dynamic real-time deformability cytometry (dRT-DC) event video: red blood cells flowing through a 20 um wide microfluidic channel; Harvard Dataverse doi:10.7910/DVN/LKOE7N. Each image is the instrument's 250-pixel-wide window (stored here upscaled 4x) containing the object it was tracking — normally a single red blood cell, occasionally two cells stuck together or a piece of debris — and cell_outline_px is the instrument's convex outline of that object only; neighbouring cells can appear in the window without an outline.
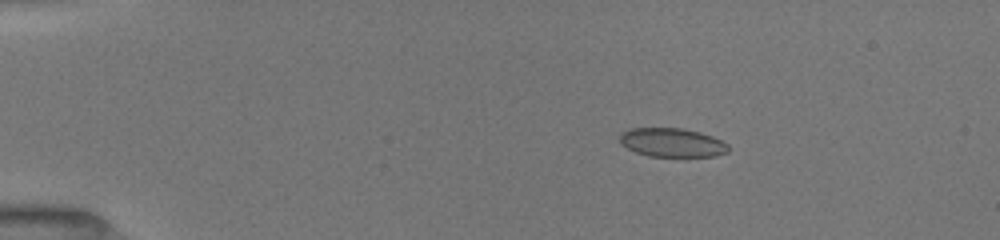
{"species": "common noctule bat (a hibernating species)", "species_latin": "Nyctalus noctula", "temperature_condition": "room temperature", "stored_images_in_passage": 6, "camera_frame_rate_fps": 3000, "um_per_image_px": 0.085, "animal": {"sex": "female", "body_mass_g": 19.5, "forearm_length_mm": 54.1}, "frame": {"image": 1, "passage_image": 4, "time_ms": 3.0, "image_size_px": [1000, 240], "cell_outline_px": [[728, 152], [716, 156], [648, 156], [636, 152], [620, 144], [620, 132], [628, 128], [680, 128], [700, 132], [712, 136], [728, 144]], "centroid_in_image_um": [57.1, 12.11], "position_along_channel_um": 27.9, "area_um2": 18.26}}